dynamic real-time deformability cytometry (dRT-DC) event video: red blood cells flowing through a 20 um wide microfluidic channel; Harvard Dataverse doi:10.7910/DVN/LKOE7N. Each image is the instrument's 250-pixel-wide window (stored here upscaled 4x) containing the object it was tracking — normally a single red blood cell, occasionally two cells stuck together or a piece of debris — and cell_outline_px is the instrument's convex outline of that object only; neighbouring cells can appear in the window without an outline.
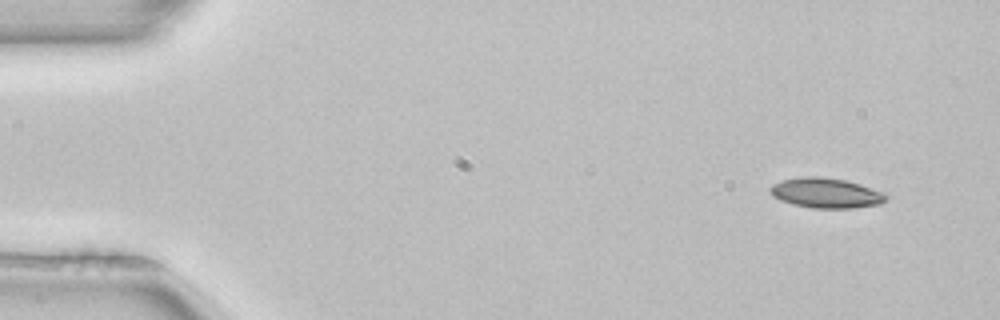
{"species": "common noctule bat (a hibernating species)", "species_latin": "Nyctalus noctula", "temperature_condition": "room temperature", "stored_images_in_passage": 2, "camera_frame_rate_fps": 3000, "um_per_image_px": 0.085, "animal": {"sex": "female", "body_mass_g": 22.7, "forearm_length_mm": 54.2}, "frame": {"image": 1, "passage_image": 1, "time_ms": 0.0, "image_size_px": [1000, 320], "cell_outline_px": [[888, 196], [880, 204], [852, 208], [812, 208], [792, 204], [780, 200], [772, 196], [768, 188], [772, 184], [780, 180], [804, 176], [820, 176], [844, 180], [860, 184], [880, 192]], "centroid_in_image_um": [70.13, 16.4], "position_along_channel_um": 14.9, "area_um2": 20.23}}